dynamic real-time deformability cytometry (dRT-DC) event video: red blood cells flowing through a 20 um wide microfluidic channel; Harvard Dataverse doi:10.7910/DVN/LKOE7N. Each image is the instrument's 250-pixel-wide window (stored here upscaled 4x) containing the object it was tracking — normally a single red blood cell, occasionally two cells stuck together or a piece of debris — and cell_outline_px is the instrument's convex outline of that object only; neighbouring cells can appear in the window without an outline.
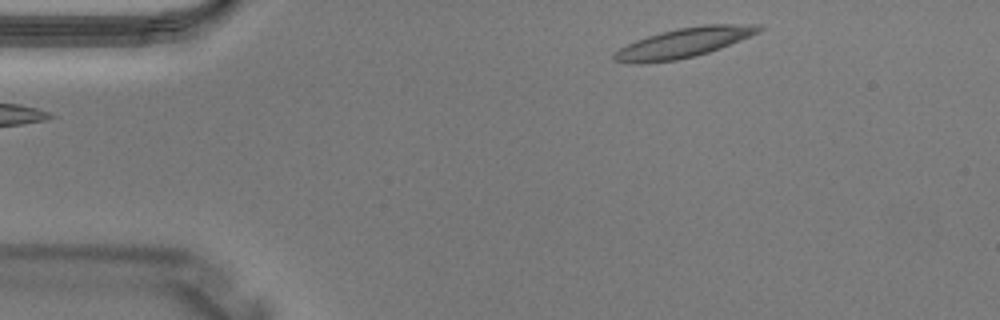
{"species": "Egyptian fruit bat (a non-hibernating species)", "species_latin": "Rousettus aegyptiacus", "temperature_condition": "warm", "stored_images_in_passage": 2, "camera_frame_rate_fps": 3000, "um_per_image_px": 0.085, "animal": {"sex": "male"}, "frame": {"image": 1, "passage_image": 1, "time_ms": 0.0, "image_size_px": [1000, 320], "cell_outline_px": [[764, 28], [760, 32], [720, 48], [696, 56], [676, 60], [636, 64], [632, 64], [612, 60], [612, 56], [620, 48], [636, 40], [660, 32], [680, 28], [704, 24], [760, 24]], "centroid_in_image_um": [58.13, 3.63], "position_along_channel_um": 26.9, "area_um2": 24.91}}